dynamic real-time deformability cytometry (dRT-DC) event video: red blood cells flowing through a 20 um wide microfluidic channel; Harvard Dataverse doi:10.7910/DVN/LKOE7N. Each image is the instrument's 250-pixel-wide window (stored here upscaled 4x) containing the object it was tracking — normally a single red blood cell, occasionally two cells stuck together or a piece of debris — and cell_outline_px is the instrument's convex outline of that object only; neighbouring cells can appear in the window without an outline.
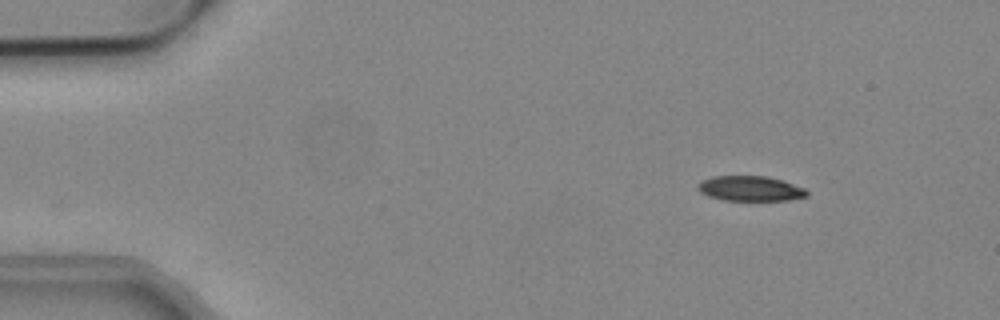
{"species": "common noctule bat (a hibernating species)", "species_latin": "Nyctalus noctula", "temperature_condition": "cold", "stored_images_in_passage": 48, "camera_frame_rate_fps": 3000, "um_per_image_px": 0.085, "animal": {"sex": "male", "body_mass_g": 19.2, "forearm_length_mm": 51.8}, "frame": {"image": 1, "passage_image": 1, "time_ms": 0.0, "image_size_px": [1000, 320], "cell_outline_px": [[808, 196], [788, 200], [724, 200], [708, 196], [700, 192], [696, 188], [704, 180], [712, 176], [764, 176], [780, 180], [804, 188], [808, 192]], "centroid_in_image_um": [63.76, 16.03], "position_along_channel_um": 21.2, "area_um2": 15.66}}
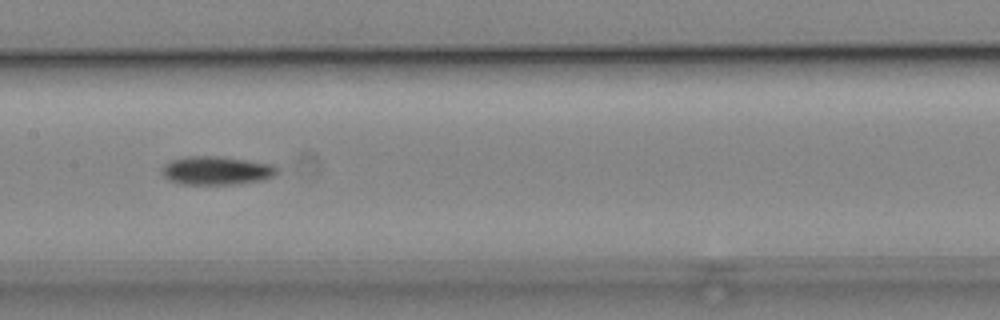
{"frame": {"image": 2, "passage_image": 21, "time_ms": 6.667, "image_size_px": [1000, 320], "cell_outline_px": [[276, 172], [272, 176], [264, 180], [236, 184], [184, 184], [172, 180], [164, 176], [164, 168], [172, 160], [192, 156], [216, 156], [268, 164], [276, 168]], "centroid_in_image_um": [18.42, 14.51], "position_along_channel_um": 189.0, "area_um2": 18.26}}
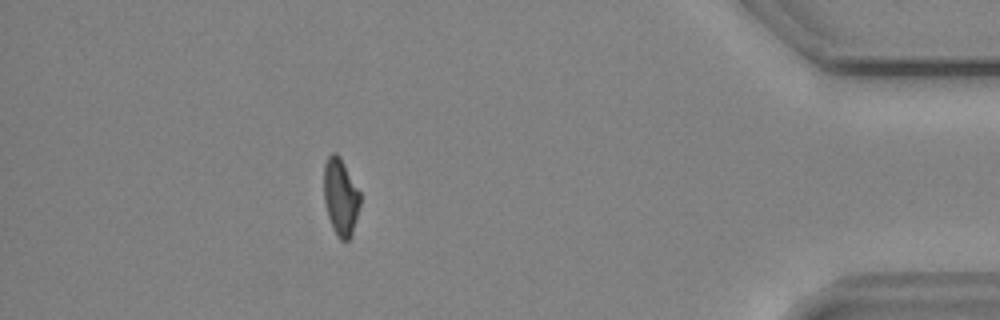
{"frame": {"image": 3, "passage_image": 42, "time_ms": 13.667, "image_size_px": [1000, 320], "cell_outline_px": [[360, 204], [352, 236], [348, 240], [340, 240], [332, 228], [328, 216], [324, 200], [324, 164], [328, 156], [332, 152], [336, 152], [340, 156], [360, 192]], "centroid_in_image_um": [28.95, 16.73], "position_along_channel_um": 406.3, "area_um2": 16.36}, "authors_computed_cell_mechanics": {"area_um2": 17.7157, "velocity_mm_per_s": 3.8214, "shape_relaxation_time_tau1_ms": 5.6195, "shape_relaxation_time_tau2_ms": null, "deformation_change_tau1": 0.1437, "deformation_change_tau2": null}}